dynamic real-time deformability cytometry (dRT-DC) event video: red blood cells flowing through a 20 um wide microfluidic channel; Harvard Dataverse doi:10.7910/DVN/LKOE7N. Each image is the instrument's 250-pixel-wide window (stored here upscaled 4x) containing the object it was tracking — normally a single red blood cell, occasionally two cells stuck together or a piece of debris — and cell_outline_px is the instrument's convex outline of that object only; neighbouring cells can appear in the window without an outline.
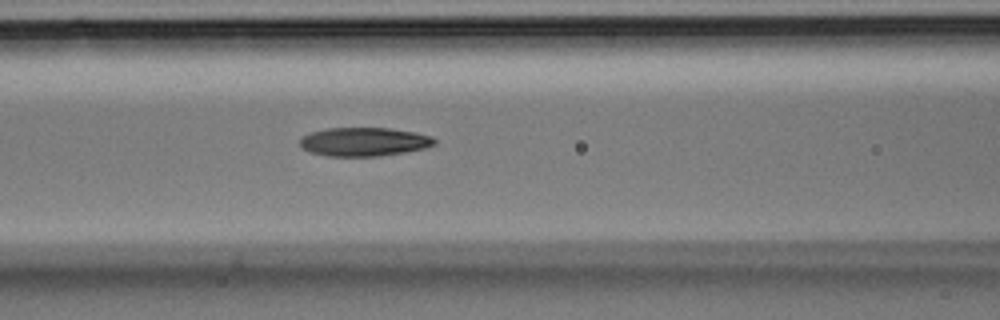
{"species": "Egyptian fruit bat (a non-hibernating species)", "species_latin": "Rousettus aegyptiacus", "temperature_condition": "room temperature", "stored_images_in_passage": 22, "camera_frame_rate_fps": 3000, "um_per_image_px": 0.085, "animal": {"sex": "male"}, "frame": {"image": 1, "passage_image": 4, "time_ms": 1.0, "image_size_px": [1000, 320], "cell_outline_px": [[436, 144], [424, 148], [404, 152], [380, 156], [328, 156], [312, 152], [304, 148], [300, 144], [300, 140], [304, 136], [312, 132], [328, 128], [392, 128], [416, 132], [432, 136], [436, 140]], "centroid_in_image_um": [31.0, 12.04], "position_along_channel_um": 135.6, "area_um2": 22.37}}
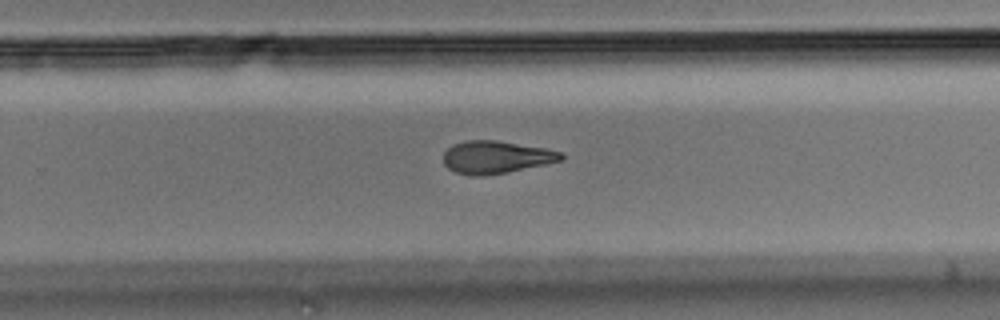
{"frame": {"image": 2, "passage_image": 12, "time_ms": 3.667, "image_size_px": [1000, 320], "cell_outline_px": [[564, 160], [548, 164], [508, 172], [480, 176], [476, 176], [456, 172], [448, 168], [444, 164], [444, 152], [452, 144], [468, 140], [496, 140], [544, 148], [560, 152], [564, 156]], "centroid_in_image_um": [42.17, 13.36], "position_along_channel_um": 287.6, "area_um2": 22.31}}
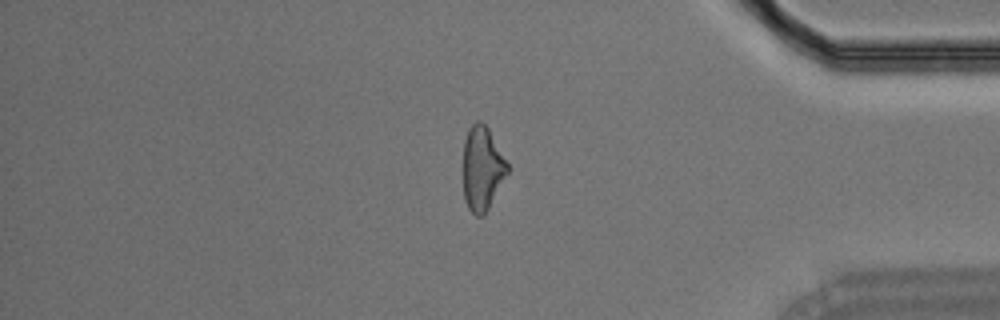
{"frame": {"image": 3, "passage_image": 19, "time_ms": 6.0, "image_size_px": [1000, 320], "cell_outline_px": [[508, 172], [484, 216], [476, 216], [468, 208], [464, 200], [464, 140], [468, 128], [476, 120], [480, 120], [488, 128], [508, 164]], "centroid_in_image_um": [40.98, 14.32], "position_along_channel_um": 394.2, "area_um2": 21.5}}